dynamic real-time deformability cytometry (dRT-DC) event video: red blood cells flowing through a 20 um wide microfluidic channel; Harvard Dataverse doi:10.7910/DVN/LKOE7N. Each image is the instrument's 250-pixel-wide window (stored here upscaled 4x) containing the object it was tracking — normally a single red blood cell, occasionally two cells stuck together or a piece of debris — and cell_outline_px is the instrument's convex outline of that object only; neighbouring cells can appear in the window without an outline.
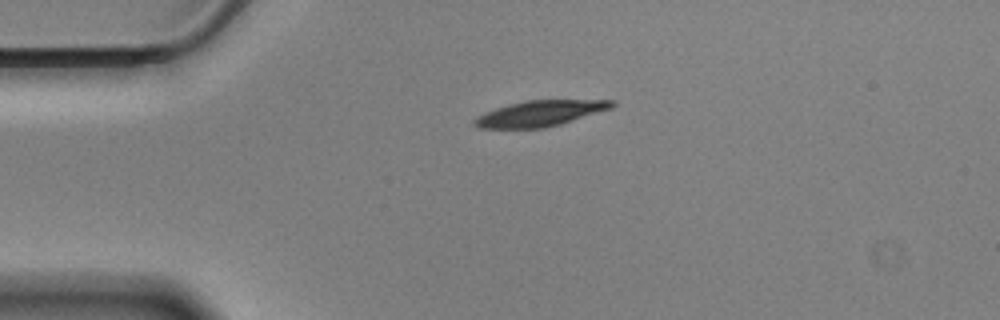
{"species": "Egyptian fruit bat (a non-hibernating species)", "species_latin": "Rousettus aegyptiacus", "temperature_condition": "cold", "stored_images_in_passage": 45, "camera_frame_rate_fps": 3000, "um_per_image_px": 0.085, "animal": {"sex": "male"}, "frame": {"image": 1, "passage_image": 1, "time_ms": 0.0, "image_size_px": [1000, 320], "cell_outline_px": [[616, 104], [612, 108], [560, 124], [544, 128], [480, 128], [472, 124], [472, 120], [484, 112], [508, 104], [524, 100], [616, 100]], "centroid_in_image_um": [45.89, 9.63], "position_along_channel_um": 39.1, "area_um2": 20.63}}
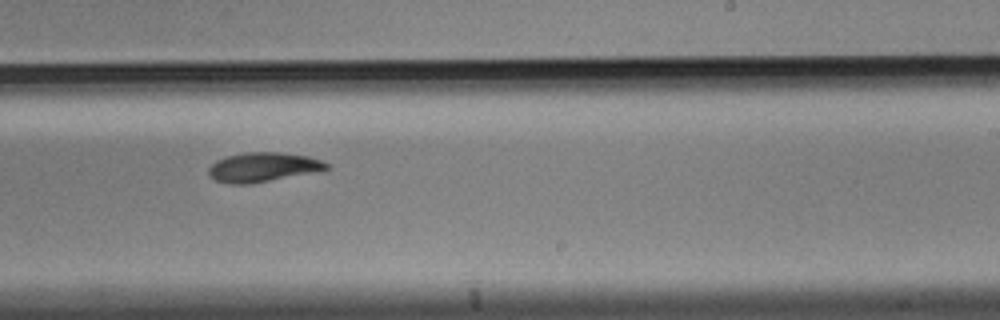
{"frame": {"image": 2, "passage_image": 23, "time_ms": 7.333, "image_size_px": [1000, 320], "cell_outline_px": [[328, 168], [320, 172], [252, 184], [228, 184], [216, 180], [208, 172], [208, 168], [216, 160], [228, 156], [248, 152], [280, 152], [308, 156], [320, 160], [328, 164]], "centroid_in_image_um": [22.39, 14.22], "position_along_channel_um": 266.6, "area_um2": 20.35}}
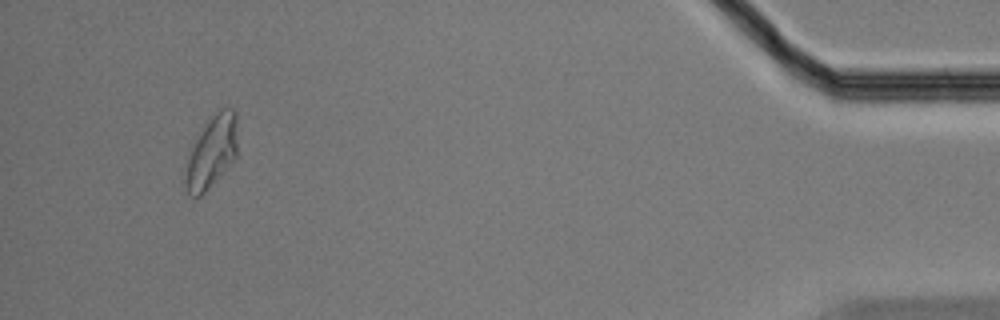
{"frame": {"image": 3, "passage_image": 42, "time_ms": 13.667, "image_size_px": [1000, 320], "cell_outline_px": [[236, 160], [200, 196], [192, 196], [188, 192], [184, 184], [184, 176], [188, 148], [196, 132], [204, 120], [208, 116], [220, 108], [232, 108], [236, 112]], "centroid_in_image_um": [17.93, 12.84], "position_along_channel_um": 417.3, "area_um2": 22.95}, "authors_computed_cell_mechanics": {"area_um2": 20.6346, "velocity_mm_per_s": 3.4846, "shape_relaxation_time_tau1_ms": 8.3028, "shape_relaxation_time_tau2_ms": null, "deformation_change_tau1": 0.1615, "deformation_change_tau2": null}}